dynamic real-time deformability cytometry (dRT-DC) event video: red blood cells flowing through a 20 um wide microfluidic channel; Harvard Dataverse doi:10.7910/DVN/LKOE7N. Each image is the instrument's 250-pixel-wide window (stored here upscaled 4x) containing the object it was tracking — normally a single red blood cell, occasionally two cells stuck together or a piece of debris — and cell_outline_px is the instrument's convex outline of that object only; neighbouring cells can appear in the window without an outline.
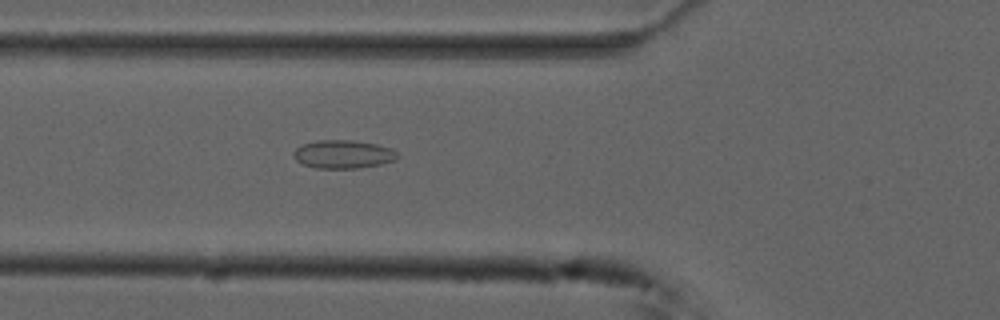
{"species": "common noctule bat (a hibernating species)", "species_latin": "Nyctalus noctula", "temperature_condition": "cold", "stored_images_in_passage": 17, "camera_frame_rate_fps": 3000, "um_per_image_px": 0.085, "animal": {"sex": "male", "forearm_length_mm": 52.5}, "frame": {"image": 1, "passage_image": 3, "time_ms": 0.667, "image_size_px": [1000, 320], "cell_outline_px": [[396, 160], [380, 164], [356, 168], [316, 168], [304, 164], [296, 160], [292, 156], [292, 152], [296, 148], [304, 144], [316, 140], [352, 140], [376, 144], [392, 148], [396, 152]], "centroid_in_image_um": [29.14, 13.1], "position_along_channel_um": 96.7, "area_um2": 17.05}}
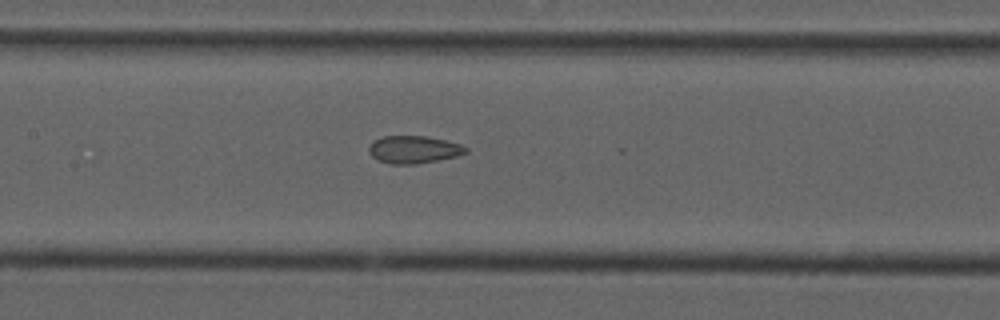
{"frame": {"image": 2, "passage_image": 9, "time_ms": 2.667, "image_size_px": [1000, 320], "cell_outline_px": [[468, 152], [456, 156], [416, 164], [392, 164], [380, 160], [372, 156], [368, 152], [368, 148], [372, 140], [384, 136], [424, 136], [444, 140], [460, 144], [468, 148]], "centroid_in_image_um": [35.14, 12.7], "position_along_channel_um": 172.3, "area_um2": 15.43}}
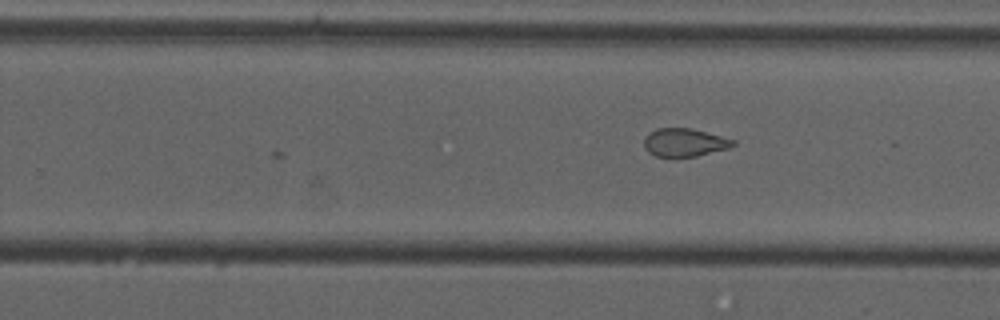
{"frame": {"image": 3, "passage_image": 17, "time_ms": 5.333, "image_size_px": [1000, 320], "cell_outline_px": [[736, 144], [728, 148], [696, 156], [656, 156], [648, 152], [644, 148], [644, 136], [648, 132], [656, 128], [692, 128], [736, 140]], "centroid_in_image_um": [58.16, 12.09], "position_along_channel_um": 271.6, "area_um2": 14.62}}